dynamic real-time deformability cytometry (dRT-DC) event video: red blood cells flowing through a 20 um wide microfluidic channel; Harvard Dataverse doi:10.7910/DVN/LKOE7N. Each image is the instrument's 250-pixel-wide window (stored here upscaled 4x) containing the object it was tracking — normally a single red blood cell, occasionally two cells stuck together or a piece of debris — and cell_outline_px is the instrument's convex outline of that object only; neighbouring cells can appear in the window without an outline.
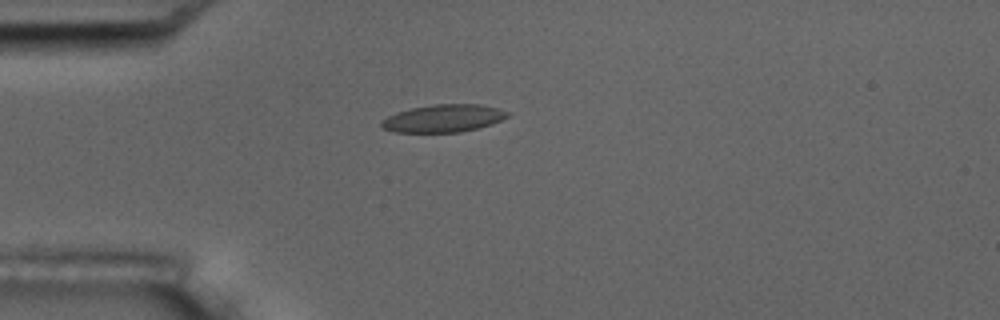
{"species": "common noctule bat (a hibernating species)", "species_latin": "Nyctalus noctula", "temperature_condition": "room temperature", "stored_images_in_passage": 6, "camera_frame_rate_fps": 3000, "um_per_image_px": 0.085, "animal": {"sex": "male", "body_mass_g": 17.5, "forearm_length_mm": 52.3}, "frame": {"image": 1, "passage_image": 1, "time_ms": 0.0, "image_size_px": [1000, 320], "cell_outline_px": [[508, 116], [492, 124], [460, 132], [396, 132], [384, 128], [380, 124], [380, 120], [396, 112], [412, 108], [432, 104], [480, 104], [496, 108], [508, 112]], "centroid_in_image_um": [37.66, 10.05], "position_along_channel_um": 47.3, "area_um2": 20.11}}
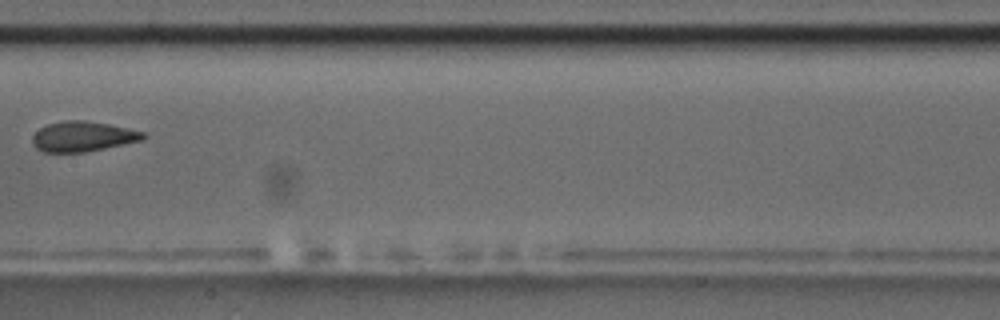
{"frame": {"image": 2, "passage_image": 5, "time_ms": 4.667, "image_size_px": [1000, 320], "cell_outline_px": [[148, 136], [144, 140], [84, 152], [44, 152], [36, 148], [32, 144], [32, 136], [40, 128], [48, 124], [64, 120], [84, 120], [108, 124], [128, 128], [144, 132]], "centroid_in_image_um": [7.05, 11.6], "position_along_channel_um": 200.4, "area_um2": 19.48}}
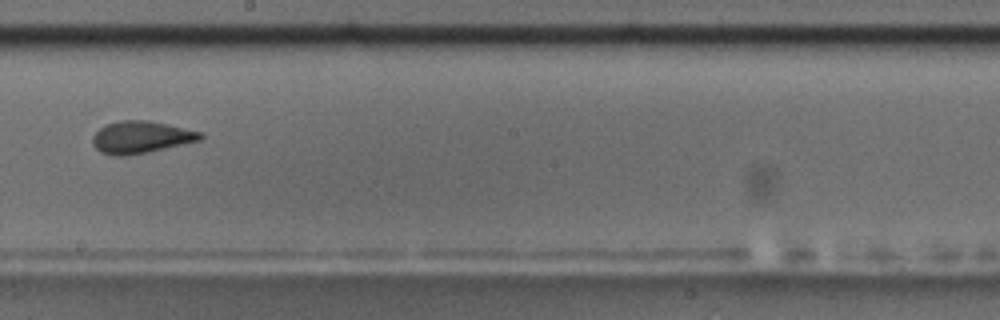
{"frame": {"image": 3, "passage_image": 6, "time_ms": 5.667, "image_size_px": [1000, 320], "cell_outline_px": [[204, 136], [200, 140], [148, 152], [124, 156], [112, 156], [100, 152], [92, 144], [92, 136], [100, 128], [108, 124], [120, 120], [148, 120], [204, 132]], "centroid_in_image_um": [11.98, 11.66], "position_along_channel_um": 236.2, "area_um2": 20.23}}